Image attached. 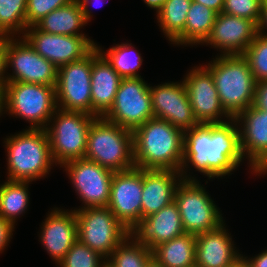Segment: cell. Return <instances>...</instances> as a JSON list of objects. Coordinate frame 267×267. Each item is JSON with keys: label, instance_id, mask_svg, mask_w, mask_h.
Masks as SVG:
<instances>
[{"label": "cell", "instance_id": "cell-3", "mask_svg": "<svg viewBox=\"0 0 267 267\" xmlns=\"http://www.w3.org/2000/svg\"><path fill=\"white\" fill-rule=\"evenodd\" d=\"M204 67L211 73L221 105L235 118L253 105L256 81L243 55H220Z\"/></svg>", "mask_w": 267, "mask_h": 267}, {"label": "cell", "instance_id": "cell-39", "mask_svg": "<svg viewBox=\"0 0 267 267\" xmlns=\"http://www.w3.org/2000/svg\"><path fill=\"white\" fill-rule=\"evenodd\" d=\"M14 227L12 223L0 217V253L6 249L5 246L9 245Z\"/></svg>", "mask_w": 267, "mask_h": 267}, {"label": "cell", "instance_id": "cell-37", "mask_svg": "<svg viewBox=\"0 0 267 267\" xmlns=\"http://www.w3.org/2000/svg\"><path fill=\"white\" fill-rule=\"evenodd\" d=\"M7 69V37H0V90H4L8 83Z\"/></svg>", "mask_w": 267, "mask_h": 267}, {"label": "cell", "instance_id": "cell-5", "mask_svg": "<svg viewBox=\"0 0 267 267\" xmlns=\"http://www.w3.org/2000/svg\"><path fill=\"white\" fill-rule=\"evenodd\" d=\"M84 158L113 172L135 168L133 131L96 117L88 131Z\"/></svg>", "mask_w": 267, "mask_h": 267}, {"label": "cell", "instance_id": "cell-38", "mask_svg": "<svg viewBox=\"0 0 267 267\" xmlns=\"http://www.w3.org/2000/svg\"><path fill=\"white\" fill-rule=\"evenodd\" d=\"M253 106L267 111V80L256 82Z\"/></svg>", "mask_w": 267, "mask_h": 267}, {"label": "cell", "instance_id": "cell-17", "mask_svg": "<svg viewBox=\"0 0 267 267\" xmlns=\"http://www.w3.org/2000/svg\"><path fill=\"white\" fill-rule=\"evenodd\" d=\"M234 119L240 124V149L249 160L252 174H267V111L252 105Z\"/></svg>", "mask_w": 267, "mask_h": 267}, {"label": "cell", "instance_id": "cell-25", "mask_svg": "<svg viewBox=\"0 0 267 267\" xmlns=\"http://www.w3.org/2000/svg\"><path fill=\"white\" fill-rule=\"evenodd\" d=\"M87 21L81 11V6L77 0L72 1L70 4L53 10L34 26L44 32L59 35H85L79 32Z\"/></svg>", "mask_w": 267, "mask_h": 267}, {"label": "cell", "instance_id": "cell-10", "mask_svg": "<svg viewBox=\"0 0 267 267\" xmlns=\"http://www.w3.org/2000/svg\"><path fill=\"white\" fill-rule=\"evenodd\" d=\"M149 86L141 77L122 78L113 105L103 118L131 131L154 118Z\"/></svg>", "mask_w": 267, "mask_h": 267}, {"label": "cell", "instance_id": "cell-13", "mask_svg": "<svg viewBox=\"0 0 267 267\" xmlns=\"http://www.w3.org/2000/svg\"><path fill=\"white\" fill-rule=\"evenodd\" d=\"M16 39L7 37V68L12 67L14 73L7 75L8 82L56 87L58 68L38 54L22 36Z\"/></svg>", "mask_w": 267, "mask_h": 267}, {"label": "cell", "instance_id": "cell-36", "mask_svg": "<svg viewBox=\"0 0 267 267\" xmlns=\"http://www.w3.org/2000/svg\"><path fill=\"white\" fill-rule=\"evenodd\" d=\"M74 0H27L26 26H34L47 14L70 4Z\"/></svg>", "mask_w": 267, "mask_h": 267}, {"label": "cell", "instance_id": "cell-21", "mask_svg": "<svg viewBox=\"0 0 267 267\" xmlns=\"http://www.w3.org/2000/svg\"><path fill=\"white\" fill-rule=\"evenodd\" d=\"M185 233L178 206L174 201L159 212L143 218L132 232L151 251L159 244Z\"/></svg>", "mask_w": 267, "mask_h": 267}, {"label": "cell", "instance_id": "cell-43", "mask_svg": "<svg viewBox=\"0 0 267 267\" xmlns=\"http://www.w3.org/2000/svg\"><path fill=\"white\" fill-rule=\"evenodd\" d=\"M77 1L79 2V5L81 6V11L84 15V19L87 22H89L91 17H92V14H91L92 12L89 10L90 8H89L88 4H90V5H91V3L95 4L96 2H99V0H96L94 3L91 2V0H77Z\"/></svg>", "mask_w": 267, "mask_h": 267}, {"label": "cell", "instance_id": "cell-47", "mask_svg": "<svg viewBox=\"0 0 267 267\" xmlns=\"http://www.w3.org/2000/svg\"><path fill=\"white\" fill-rule=\"evenodd\" d=\"M229 267H249V265L245 261V259L243 257H241L232 266H229Z\"/></svg>", "mask_w": 267, "mask_h": 267}, {"label": "cell", "instance_id": "cell-24", "mask_svg": "<svg viewBox=\"0 0 267 267\" xmlns=\"http://www.w3.org/2000/svg\"><path fill=\"white\" fill-rule=\"evenodd\" d=\"M182 179L179 171L143 169L142 219L171 204Z\"/></svg>", "mask_w": 267, "mask_h": 267}, {"label": "cell", "instance_id": "cell-42", "mask_svg": "<svg viewBox=\"0 0 267 267\" xmlns=\"http://www.w3.org/2000/svg\"><path fill=\"white\" fill-rule=\"evenodd\" d=\"M267 0L262 1L261 18L258 23V32L267 35Z\"/></svg>", "mask_w": 267, "mask_h": 267}, {"label": "cell", "instance_id": "cell-15", "mask_svg": "<svg viewBox=\"0 0 267 267\" xmlns=\"http://www.w3.org/2000/svg\"><path fill=\"white\" fill-rule=\"evenodd\" d=\"M83 207H107L114 172L86 158L63 164Z\"/></svg>", "mask_w": 267, "mask_h": 267}, {"label": "cell", "instance_id": "cell-40", "mask_svg": "<svg viewBox=\"0 0 267 267\" xmlns=\"http://www.w3.org/2000/svg\"><path fill=\"white\" fill-rule=\"evenodd\" d=\"M242 257L248 263L249 267H267V250L259 253L257 256H254L251 259H248L247 256Z\"/></svg>", "mask_w": 267, "mask_h": 267}, {"label": "cell", "instance_id": "cell-4", "mask_svg": "<svg viewBox=\"0 0 267 267\" xmlns=\"http://www.w3.org/2000/svg\"><path fill=\"white\" fill-rule=\"evenodd\" d=\"M7 180L35 181L49 174L55 163L45 129H25L4 140Z\"/></svg>", "mask_w": 267, "mask_h": 267}, {"label": "cell", "instance_id": "cell-8", "mask_svg": "<svg viewBox=\"0 0 267 267\" xmlns=\"http://www.w3.org/2000/svg\"><path fill=\"white\" fill-rule=\"evenodd\" d=\"M74 210L78 240L106 259L131 234L108 207Z\"/></svg>", "mask_w": 267, "mask_h": 267}, {"label": "cell", "instance_id": "cell-19", "mask_svg": "<svg viewBox=\"0 0 267 267\" xmlns=\"http://www.w3.org/2000/svg\"><path fill=\"white\" fill-rule=\"evenodd\" d=\"M258 34V25L223 12L216 15L209 37L204 42L221 51L220 55H243Z\"/></svg>", "mask_w": 267, "mask_h": 267}, {"label": "cell", "instance_id": "cell-29", "mask_svg": "<svg viewBox=\"0 0 267 267\" xmlns=\"http://www.w3.org/2000/svg\"><path fill=\"white\" fill-rule=\"evenodd\" d=\"M217 13L192 1L184 27V45L204 44L215 23Z\"/></svg>", "mask_w": 267, "mask_h": 267}, {"label": "cell", "instance_id": "cell-44", "mask_svg": "<svg viewBox=\"0 0 267 267\" xmlns=\"http://www.w3.org/2000/svg\"><path fill=\"white\" fill-rule=\"evenodd\" d=\"M167 0H144V3L152 9L156 10V13L161 9Z\"/></svg>", "mask_w": 267, "mask_h": 267}, {"label": "cell", "instance_id": "cell-31", "mask_svg": "<svg viewBox=\"0 0 267 267\" xmlns=\"http://www.w3.org/2000/svg\"><path fill=\"white\" fill-rule=\"evenodd\" d=\"M132 46L131 43L116 44L110 47L107 52H104L96 45L98 51L122 78H140L141 76L137 70L140 69L143 59L141 54L134 50L135 48Z\"/></svg>", "mask_w": 267, "mask_h": 267}, {"label": "cell", "instance_id": "cell-28", "mask_svg": "<svg viewBox=\"0 0 267 267\" xmlns=\"http://www.w3.org/2000/svg\"><path fill=\"white\" fill-rule=\"evenodd\" d=\"M31 181L7 180L0 184V217L15 224L18 216L28 208L29 190Z\"/></svg>", "mask_w": 267, "mask_h": 267}, {"label": "cell", "instance_id": "cell-35", "mask_svg": "<svg viewBox=\"0 0 267 267\" xmlns=\"http://www.w3.org/2000/svg\"><path fill=\"white\" fill-rule=\"evenodd\" d=\"M263 0H224L222 12L231 16L250 19L257 25L261 18Z\"/></svg>", "mask_w": 267, "mask_h": 267}, {"label": "cell", "instance_id": "cell-16", "mask_svg": "<svg viewBox=\"0 0 267 267\" xmlns=\"http://www.w3.org/2000/svg\"><path fill=\"white\" fill-rule=\"evenodd\" d=\"M183 83L199 124L224 123L232 119L221 105L211 73L203 65L192 68ZM222 116L226 117L225 121Z\"/></svg>", "mask_w": 267, "mask_h": 267}, {"label": "cell", "instance_id": "cell-46", "mask_svg": "<svg viewBox=\"0 0 267 267\" xmlns=\"http://www.w3.org/2000/svg\"><path fill=\"white\" fill-rule=\"evenodd\" d=\"M5 110V93L4 90H0V116L3 114Z\"/></svg>", "mask_w": 267, "mask_h": 267}, {"label": "cell", "instance_id": "cell-30", "mask_svg": "<svg viewBox=\"0 0 267 267\" xmlns=\"http://www.w3.org/2000/svg\"><path fill=\"white\" fill-rule=\"evenodd\" d=\"M152 251L132 233L107 258L106 267H146Z\"/></svg>", "mask_w": 267, "mask_h": 267}, {"label": "cell", "instance_id": "cell-27", "mask_svg": "<svg viewBox=\"0 0 267 267\" xmlns=\"http://www.w3.org/2000/svg\"><path fill=\"white\" fill-rule=\"evenodd\" d=\"M192 0H167L156 13L160 29L170 42L184 44V27Z\"/></svg>", "mask_w": 267, "mask_h": 267}, {"label": "cell", "instance_id": "cell-2", "mask_svg": "<svg viewBox=\"0 0 267 267\" xmlns=\"http://www.w3.org/2000/svg\"><path fill=\"white\" fill-rule=\"evenodd\" d=\"M135 167L180 171L184 131L166 120L151 118L133 131Z\"/></svg>", "mask_w": 267, "mask_h": 267}, {"label": "cell", "instance_id": "cell-45", "mask_svg": "<svg viewBox=\"0 0 267 267\" xmlns=\"http://www.w3.org/2000/svg\"><path fill=\"white\" fill-rule=\"evenodd\" d=\"M146 267H164L154 256H152L146 263Z\"/></svg>", "mask_w": 267, "mask_h": 267}, {"label": "cell", "instance_id": "cell-22", "mask_svg": "<svg viewBox=\"0 0 267 267\" xmlns=\"http://www.w3.org/2000/svg\"><path fill=\"white\" fill-rule=\"evenodd\" d=\"M222 224L218 229L196 235L195 265L198 267H229L242 257L232 242L231 234Z\"/></svg>", "mask_w": 267, "mask_h": 267}, {"label": "cell", "instance_id": "cell-14", "mask_svg": "<svg viewBox=\"0 0 267 267\" xmlns=\"http://www.w3.org/2000/svg\"><path fill=\"white\" fill-rule=\"evenodd\" d=\"M30 46L42 57L53 63L57 68L75 62L87 56L96 43L86 35H59L27 27L22 36Z\"/></svg>", "mask_w": 267, "mask_h": 267}, {"label": "cell", "instance_id": "cell-1", "mask_svg": "<svg viewBox=\"0 0 267 267\" xmlns=\"http://www.w3.org/2000/svg\"><path fill=\"white\" fill-rule=\"evenodd\" d=\"M243 159L239 128L234 118L224 123L198 124L184 131V153L179 171L183 180H197L187 175L189 163L196 171L213 179L231 174Z\"/></svg>", "mask_w": 267, "mask_h": 267}, {"label": "cell", "instance_id": "cell-11", "mask_svg": "<svg viewBox=\"0 0 267 267\" xmlns=\"http://www.w3.org/2000/svg\"><path fill=\"white\" fill-rule=\"evenodd\" d=\"M91 70L92 51L83 59L58 68L55 87L57 108L92 115Z\"/></svg>", "mask_w": 267, "mask_h": 267}, {"label": "cell", "instance_id": "cell-41", "mask_svg": "<svg viewBox=\"0 0 267 267\" xmlns=\"http://www.w3.org/2000/svg\"><path fill=\"white\" fill-rule=\"evenodd\" d=\"M192 1L214 10L217 14L222 12L224 6V0H192Z\"/></svg>", "mask_w": 267, "mask_h": 267}, {"label": "cell", "instance_id": "cell-18", "mask_svg": "<svg viewBox=\"0 0 267 267\" xmlns=\"http://www.w3.org/2000/svg\"><path fill=\"white\" fill-rule=\"evenodd\" d=\"M149 91L154 118L166 120L182 131L199 124L194 117L183 81L149 86Z\"/></svg>", "mask_w": 267, "mask_h": 267}, {"label": "cell", "instance_id": "cell-32", "mask_svg": "<svg viewBox=\"0 0 267 267\" xmlns=\"http://www.w3.org/2000/svg\"><path fill=\"white\" fill-rule=\"evenodd\" d=\"M26 8L27 0H0V37L24 35Z\"/></svg>", "mask_w": 267, "mask_h": 267}, {"label": "cell", "instance_id": "cell-26", "mask_svg": "<svg viewBox=\"0 0 267 267\" xmlns=\"http://www.w3.org/2000/svg\"><path fill=\"white\" fill-rule=\"evenodd\" d=\"M196 236L185 233L167 242L161 243L152 250L164 267H189L195 265Z\"/></svg>", "mask_w": 267, "mask_h": 267}, {"label": "cell", "instance_id": "cell-12", "mask_svg": "<svg viewBox=\"0 0 267 267\" xmlns=\"http://www.w3.org/2000/svg\"><path fill=\"white\" fill-rule=\"evenodd\" d=\"M143 169L114 172L107 207L129 232L142 221Z\"/></svg>", "mask_w": 267, "mask_h": 267}, {"label": "cell", "instance_id": "cell-7", "mask_svg": "<svg viewBox=\"0 0 267 267\" xmlns=\"http://www.w3.org/2000/svg\"><path fill=\"white\" fill-rule=\"evenodd\" d=\"M5 111L31 123V129H45L57 109L54 86L8 82L4 89Z\"/></svg>", "mask_w": 267, "mask_h": 267}, {"label": "cell", "instance_id": "cell-20", "mask_svg": "<svg viewBox=\"0 0 267 267\" xmlns=\"http://www.w3.org/2000/svg\"><path fill=\"white\" fill-rule=\"evenodd\" d=\"M53 208L42 222L40 238L47 253L58 265L78 240L75 210Z\"/></svg>", "mask_w": 267, "mask_h": 267}, {"label": "cell", "instance_id": "cell-34", "mask_svg": "<svg viewBox=\"0 0 267 267\" xmlns=\"http://www.w3.org/2000/svg\"><path fill=\"white\" fill-rule=\"evenodd\" d=\"M243 56L249 63L255 81L267 80V35L258 32Z\"/></svg>", "mask_w": 267, "mask_h": 267}, {"label": "cell", "instance_id": "cell-33", "mask_svg": "<svg viewBox=\"0 0 267 267\" xmlns=\"http://www.w3.org/2000/svg\"><path fill=\"white\" fill-rule=\"evenodd\" d=\"M107 259L77 240L57 267H106Z\"/></svg>", "mask_w": 267, "mask_h": 267}, {"label": "cell", "instance_id": "cell-9", "mask_svg": "<svg viewBox=\"0 0 267 267\" xmlns=\"http://www.w3.org/2000/svg\"><path fill=\"white\" fill-rule=\"evenodd\" d=\"M197 180H181L174 202L178 206L186 233L198 235L214 231L224 224V219L213 199Z\"/></svg>", "mask_w": 267, "mask_h": 267}, {"label": "cell", "instance_id": "cell-6", "mask_svg": "<svg viewBox=\"0 0 267 267\" xmlns=\"http://www.w3.org/2000/svg\"><path fill=\"white\" fill-rule=\"evenodd\" d=\"M96 117L81 111L56 109L45 128L52 158L60 165L85 157L90 125Z\"/></svg>", "mask_w": 267, "mask_h": 267}, {"label": "cell", "instance_id": "cell-23", "mask_svg": "<svg viewBox=\"0 0 267 267\" xmlns=\"http://www.w3.org/2000/svg\"><path fill=\"white\" fill-rule=\"evenodd\" d=\"M122 77L95 47L92 50V115L103 117L113 105Z\"/></svg>", "mask_w": 267, "mask_h": 267}]
</instances>
